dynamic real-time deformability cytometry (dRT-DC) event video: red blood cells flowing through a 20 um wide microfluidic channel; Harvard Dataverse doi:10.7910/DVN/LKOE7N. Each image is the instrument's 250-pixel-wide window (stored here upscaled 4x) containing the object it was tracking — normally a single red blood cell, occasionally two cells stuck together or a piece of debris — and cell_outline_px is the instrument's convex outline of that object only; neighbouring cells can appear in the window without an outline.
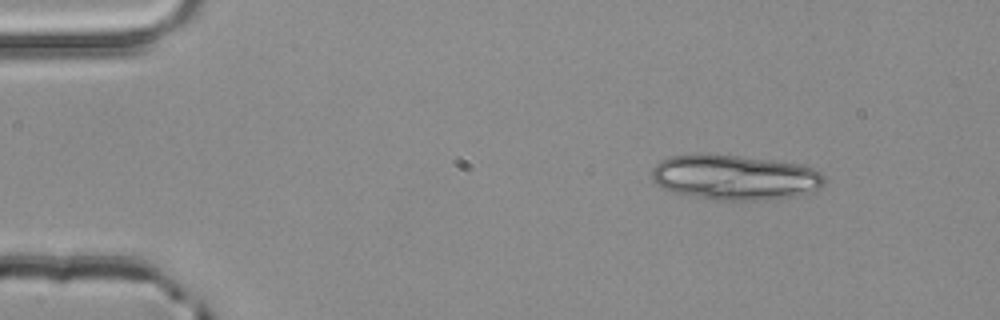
{"species": "common noctule bat (a hibernating species)", "species_latin": "Nyctalus noctula", "temperature_condition": "room temperature", "stored_images_in_passage": 3, "camera_frame_rate_fps": 3000, "um_per_image_px": 0.085, "animal": {"sex": "male", "body_mass_g": 20.4}, "frame": {"image": 1, "passage_image": 1, "time_ms": 0.0, "image_size_px": [1000, 320], "cell_outline_px": [[824, 184], [820, 188], [804, 196], [768, 200], [712, 200], [672, 192], [656, 184], [652, 180], [652, 168], [660, 160], [668, 156], [700, 152], [708, 152], [772, 160], [796, 164], [812, 168], [820, 172], [824, 176]], "centroid_in_image_um": [62.44, 15.07], "position_along_channel_um": 22.6, "area_um2": 46.36}}